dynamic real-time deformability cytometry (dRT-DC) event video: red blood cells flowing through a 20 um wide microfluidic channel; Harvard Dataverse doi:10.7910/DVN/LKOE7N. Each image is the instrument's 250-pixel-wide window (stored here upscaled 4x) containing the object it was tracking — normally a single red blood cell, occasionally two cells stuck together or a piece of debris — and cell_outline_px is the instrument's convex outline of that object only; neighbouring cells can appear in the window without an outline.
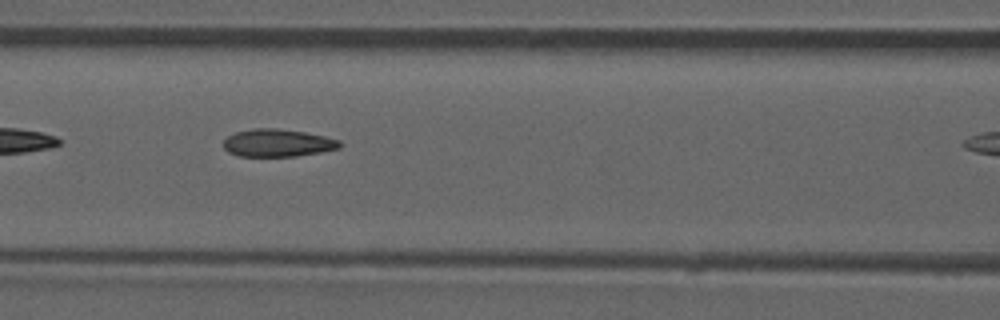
{"species": "common noctule bat (a hibernating species)", "species_latin": "Nyctalus noctula", "temperature_condition": "room temperature", "stored_images_in_passage": 7, "camera_frame_rate_fps": 3000, "um_per_image_px": 0.085, "animal": {"sex": "male", "forearm_length_mm": 52.5}, "frame": {"image": 1, "passage_image": 6, "time_ms": 5.667, "image_size_px": [1000, 320], "cell_outline_px": [[344, 144], [340, 148], [320, 152], [296, 156], [240, 156], [228, 152], [224, 148], [224, 140], [228, 136], [236, 132], [252, 128], [276, 128], [304, 132], [324, 136], [340, 140]], "centroid_in_image_um": [23.62, 12.14], "position_along_channel_um": 143.0, "area_um2": 18.73}}